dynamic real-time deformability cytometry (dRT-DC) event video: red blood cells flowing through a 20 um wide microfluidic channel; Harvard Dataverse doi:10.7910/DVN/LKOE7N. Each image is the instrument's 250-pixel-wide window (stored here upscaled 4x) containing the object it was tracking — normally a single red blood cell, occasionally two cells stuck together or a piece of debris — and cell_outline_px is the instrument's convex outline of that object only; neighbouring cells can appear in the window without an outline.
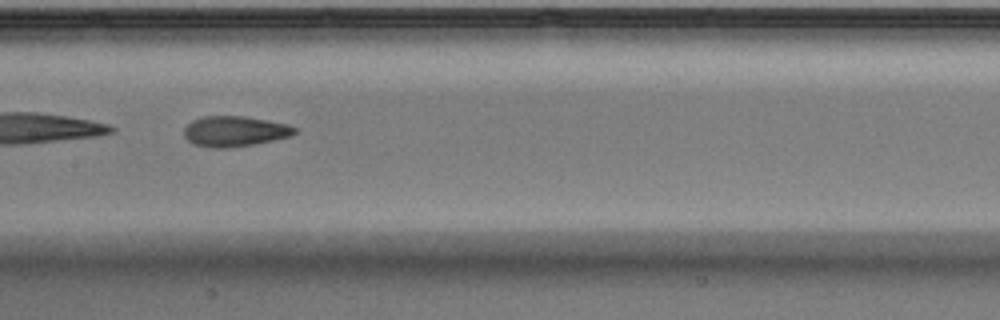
{"species": "Egyptian fruit bat (a non-hibernating species)", "species_latin": "Rousettus aegyptiacus", "temperature_condition": "warm", "stored_images_in_passage": 16, "camera_frame_rate_fps": 3000, "um_per_image_px": 0.085, "animal": {"sex": "male"}, "frame": {"image": 1, "passage_image": 14, "time_ms": 4.333, "image_size_px": [1000, 320], "cell_outline_px": [[296, 132], [292, 136], [256, 144], [228, 148], [212, 148], [192, 144], [184, 136], [184, 128], [192, 120], [204, 116], [244, 116], [268, 120], [284, 124], [296, 128]], "centroid_in_image_um": [19.93, 11.17], "position_along_channel_um": 187.5, "area_um2": 19.71}}